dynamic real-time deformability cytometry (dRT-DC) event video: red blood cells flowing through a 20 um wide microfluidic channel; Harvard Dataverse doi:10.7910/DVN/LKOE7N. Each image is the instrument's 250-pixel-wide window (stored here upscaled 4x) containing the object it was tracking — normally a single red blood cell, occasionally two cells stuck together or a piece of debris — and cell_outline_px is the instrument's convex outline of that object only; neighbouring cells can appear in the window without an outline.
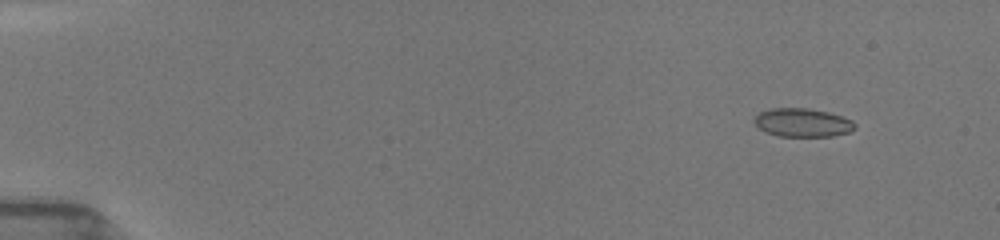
{"species": "common noctule bat (a hibernating species)", "species_latin": "Nyctalus noctula", "temperature_condition": "room temperature", "stored_images_in_passage": 55, "camera_frame_rate_fps": 3000, "um_per_image_px": 0.085, "animal": {"sex": "female", "body_mass_g": 19.5, "forearm_length_mm": 54.1}, "frame": {"image": 1, "passage_image": 7, "time_ms": 1.667, "image_size_px": [1000, 240], "cell_outline_px": [[856, 128], [848, 132], [832, 136], [780, 136], [768, 132], [760, 128], [752, 120], [760, 112], [772, 108], [808, 108], [828, 112], [852, 120], [856, 124]], "centroid_in_image_um": [68.23, 10.41], "position_along_channel_um": 16.8, "area_um2": 16.53}}
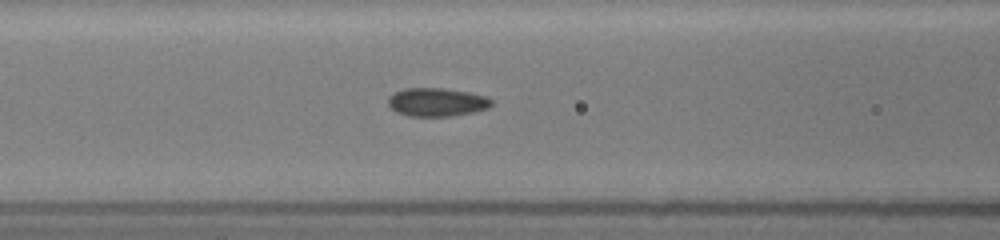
{"frame": {"image": 2, "passage_image": 25, "time_ms": 7.667, "image_size_px": [1000, 240], "cell_outline_px": [[492, 104], [488, 108], [472, 112], [452, 116], [408, 116], [396, 112], [388, 104], [388, 96], [404, 88], [440, 88], [468, 92], [484, 96], [492, 100]], "centroid_in_image_um": [37.1, 8.68], "position_along_channel_um": 129.5, "area_um2": 16.99}}
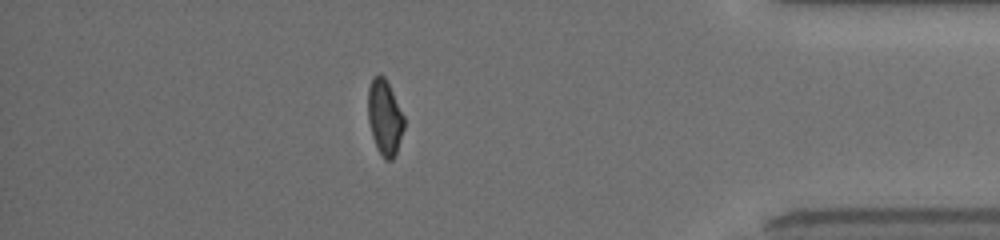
{"frame": {"image": 3, "passage_image": 49, "time_ms": 15.333, "image_size_px": [1000, 240], "cell_outline_px": [[404, 128], [396, 152], [392, 160], [384, 160], [376, 148], [372, 136], [368, 120], [368, 88], [372, 76], [380, 72], [384, 76], [404, 116]], "centroid_in_image_um": [32.67, 9.97], "position_along_channel_um": 402.5, "area_um2": 15.9}, "authors_computed_cell_mechanics": {"area_um2": 16.7042, "velocity_mm_per_s": 3.9854, "shape_relaxation_time_tau1_ms": 8.9546, "shape_relaxation_time_tau2_ms": 1.4531, "deformation_change_tau1": 0.1998, "deformation_change_tau2": 0.0568}}